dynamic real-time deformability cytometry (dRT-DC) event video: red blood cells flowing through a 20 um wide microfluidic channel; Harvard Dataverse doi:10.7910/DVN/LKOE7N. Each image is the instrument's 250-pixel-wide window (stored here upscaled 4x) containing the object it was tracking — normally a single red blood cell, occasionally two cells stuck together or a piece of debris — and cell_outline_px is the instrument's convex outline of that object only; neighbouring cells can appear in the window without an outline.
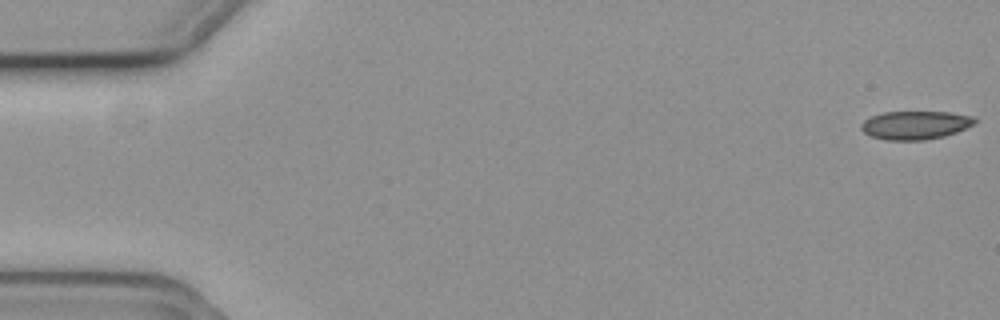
{"species": "common noctule bat (a hibernating species)", "species_latin": "Nyctalus noctula", "temperature_condition": "cold", "stored_images_in_passage": 56, "camera_frame_rate_fps": 3000, "um_per_image_px": 0.085, "animal": {"sex": "female", "body_mass_g": 19.3, "forearm_length_mm": 54.1}, "frame": {"image": 1, "passage_image": 1, "time_ms": 0.0, "image_size_px": [1000, 320], "cell_outline_px": [[980, 120], [976, 124], [956, 132], [944, 136], [924, 140], [888, 140], [872, 136], [864, 132], [860, 128], [860, 124], [864, 120], [872, 116], [884, 112], [952, 112], [972, 116]], "centroid_in_image_um": [77.85, 10.63], "position_along_channel_um": 7.2, "area_um2": 18.9}}
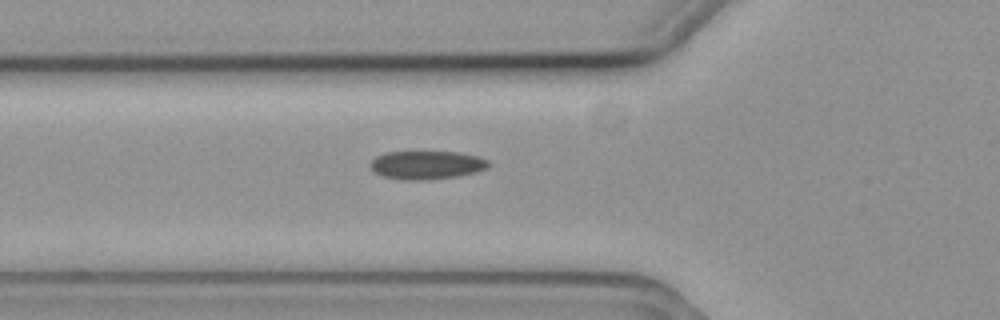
{"frame": {"image": 2, "passage_image": 20, "time_ms": 6.333, "image_size_px": [1000, 320], "cell_outline_px": [[488, 168], [476, 172], [456, 176], [428, 180], [400, 180], [384, 176], [376, 172], [368, 164], [376, 156], [384, 152], [460, 152], [480, 156], [488, 160]], "centroid_in_image_um": [36.27, 14.02], "position_along_channel_um": 89.5, "area_um2": 19.65}}
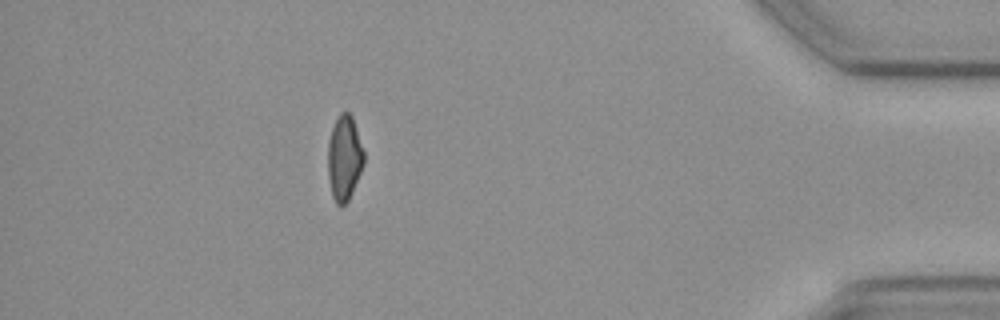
{"frame": {"image": 3, "passage_image": 50, "time_ms": 16.333, "image_size_px": [1000, 320], "cell_outline_px": [[364, 164], [352, 192], [348, 200], [340, 208], [336, 204], [332, 196], [328, 176], [328, 140], [332, 128], [340, 112], [348, 112], [352, 116], [364, 152]], "centroid_in_image_um": [29.26, 13.45], "position_along_channel_um": 405.9, "area_um2": 17.8}}